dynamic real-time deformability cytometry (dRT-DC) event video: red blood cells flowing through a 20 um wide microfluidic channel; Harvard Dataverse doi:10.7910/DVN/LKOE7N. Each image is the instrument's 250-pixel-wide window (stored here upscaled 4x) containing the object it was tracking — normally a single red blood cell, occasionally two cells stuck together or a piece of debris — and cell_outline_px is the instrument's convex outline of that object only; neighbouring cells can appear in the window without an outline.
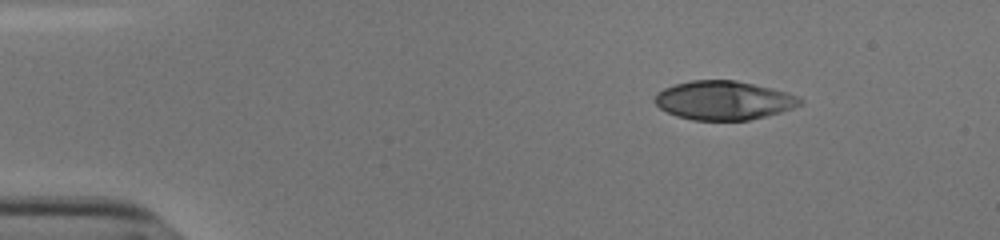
{"species": "human", "species_latin": "Homo sapiens", "temperature_condition": "cold", "stored_images_in_passage": 47, "camera_frame_rate_fps": 3000, "um_per_image_px": 0.085, "donor": {"sex": "male"}, "frame": {"image": 1, "passage_image": 1, "time_ms": 0.0, "image_size_px": [1000, 240], "cell_outline_px": [[804, 100], [800, 104], [792, 108], [780, 112], [748, 120], [692, 120], [676, 116], [660, 108], [652, 100], [656, 92], [664, 88], [676, 84], [692, 80], [736, 80], [772, 88], [788, 92]], "centroid_in_image_um": [61.48, 8.52], "position_along_channel_um": 23.5, "area_um2": 32.89}}
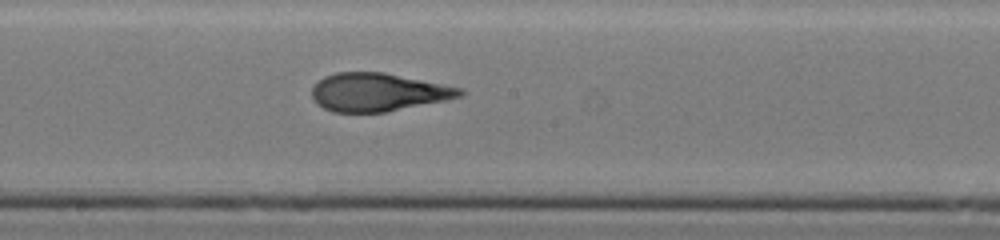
{"frame": {"image": 2, "passage_image": 23, "time_ms": 7.333, "image_size_px": [1000, 240], "cell_outline_px": [[464, 96], [388, 112], [332, 112], [316, 104], [312, 100], [312, 88], [324, 76], [336, 72], [384, 72], [464, 88]], "centroid_in_image_um": [32.14, 7.84], "position_along_channel_um": 216.1, "area_um2": 33.12}}
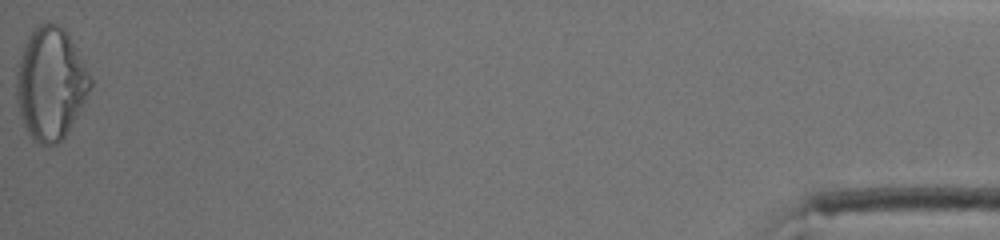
{"frame": {"image": 3, "passage_image": 47, "time_ms": 15.333, "image_size_px": [1000, 240], "cell_outline_px": [[92, 84], [72, 124], [64, 136], [56, 144], [40, 144], [32, 140], [24, 124], [16, 100], [16, 72], [20, 56], [24, 44], [28, 36], [40, 24], [60, 24], [64, 28], [84, 60], [92, 80]], "centroid_in_image_um": [4.29, 7.09], "position_along_channel_um": 430.9, "area_um2": 47.92}, "authors_computed_cell_mechanics": {"area_um2": 33.4084, "velocity_mm_per_s": 3.8348, "shape_relaxation_time_tau1_ms": 8.3371, "shape_relaxation_time_tau2_ms": 1.5977, "deformation_change_tau1": 0.2936, "deformation_change_tau2": 0.0881}}